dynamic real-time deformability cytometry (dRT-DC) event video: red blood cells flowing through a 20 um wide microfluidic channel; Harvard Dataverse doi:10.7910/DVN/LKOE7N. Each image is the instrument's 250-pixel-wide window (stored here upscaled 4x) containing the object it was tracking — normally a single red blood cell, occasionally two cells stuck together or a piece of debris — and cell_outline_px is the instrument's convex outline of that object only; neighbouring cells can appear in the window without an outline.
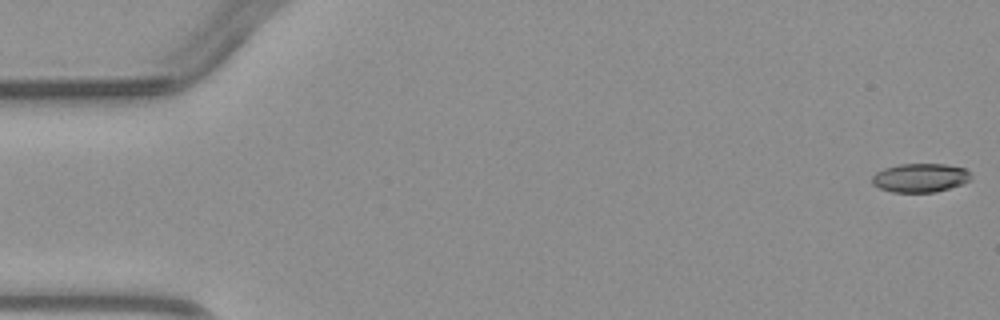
{"species": "common noctule bat (a hibernating species)", "species_latin": "Nyctalus noctula", "temperature_condition": "warm", "stored_images_in_passage": 3, "camera_frame_rate_fps": 3000, "um_per_image_px": 0.085, "animal": {"sex": "male", "body_mass_g": 23.1, "forearm_length_mm": 52.7}, "frame": {"image": 1, "passage_image": 1, "time_ms": 0.0, "image_size_px": [1000, 320], "cell_outline_px": [[972, 180], [964, 184], [936, 192], [892, 192], [880, 188], [872, 184], [872, 176], [876, 172], [884, 168], [900, 164], [944, 164], [964, 168], [972, 176]], "centroid_in_image_um": [78.24, 15.12], "position_along_channel_um": 6.8, "area_um2": 16.7}}
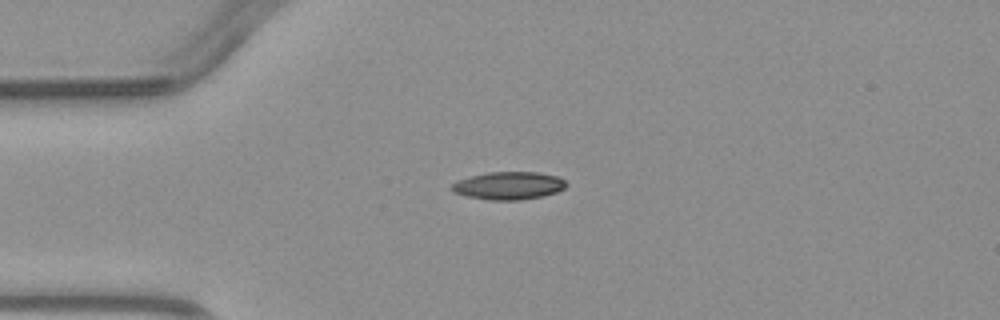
{"frame": {"image": 2, "passage_image": 3, "time_ms": 3.667, "image_size_px": [1000, 320], "cell_outline_px": [[568, 184], [564, 188], [556, 192], [544, 196], [520, 200], [488, 200], [464, 196], [452, 192], [452, 184], [456, 180], [488, 172], [536, 172], [556, 176], [564, 180]], "centroid_in_image_um": [43.21, 15.79], "position_along_channel_um": 41.8, "area_um2": 18.61}}